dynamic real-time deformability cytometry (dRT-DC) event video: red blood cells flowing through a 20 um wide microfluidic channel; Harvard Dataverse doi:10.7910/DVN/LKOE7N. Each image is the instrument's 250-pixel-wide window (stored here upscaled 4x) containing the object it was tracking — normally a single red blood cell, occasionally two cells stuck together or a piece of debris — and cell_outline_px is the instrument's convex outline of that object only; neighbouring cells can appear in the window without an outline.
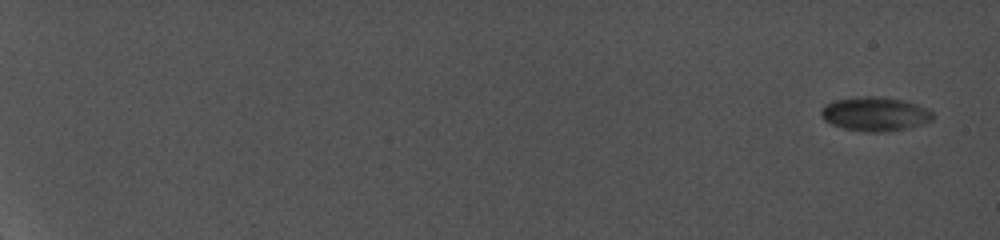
{"species": "common noctule bat (a hibernating species)", "species_latin": "Nyctalus noctula", "temperature_condition": "cold", "stored_images_in_passage": 18, "camera_frame_rate_fps": 5000, "um_per_image_px": 0.085, "animal": {"sex": "female", "body_mass_g": 19.0, "forearm_length_mm": 56.7}, "frame": {"image": 1, "passage_image": 1, "time_ms": 0.0, "image_size_px": [1000, 240], "cell_outline_px": [[932, 120], [908, 128], [880, 132], [868, 132], [844, 128], [832, 124], [824, 120], [820, 116], [820, 108], [824, 104], [836, 100], [864, 96], [884, 96], [904, 100], [928, 108], [932, 112]], "centroid_in_image_um": [74.35, 9.67], "position_along_channel_um": 10.7, "area_um2": 22.2}}
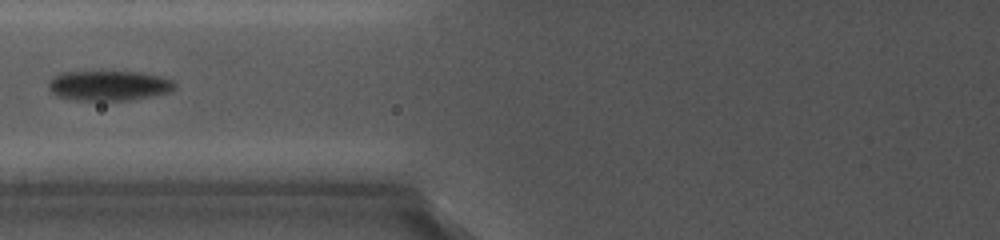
{"frame": {"image": 2, "passage_image": 10, "time_ms": 9.4, "image_size_px": [1000, 240], "cell_outline_px": [[176, 88], [168, 92], [152, 96], [128, 100], [72, 100], [56, 96], [48, 88], [48, 80], [52, 76], [60, 72], [140, 72], [164, 76], [172, 80], [176, 84]], "centroid_in_image_um": [9.23, 7.27], "position_along_channel_um": 116.6, "area_um2": 22.31}}
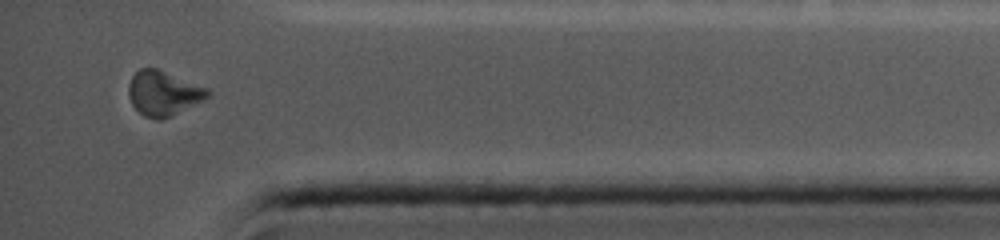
{"frame": {"image": 3, "passage_image": 18, "time_ms": 17.4, "image_size_px": [1000, 240], "cell_outline_px": [[212, 92], [208, 96], [160, 120], [144, 116], [132, 104], [128, 96], [128, 84], [132, 76], [140, 68], [156, 68], [208, 88]], "centroid_in_image_um": [13.83, 7.89], "position_along_channel_um": 421.4, "area_um2": 20.0}, "authors_computed_cell_mechanics": {"area_um2": 21.2415, "velocity_mm_per_s": 3.8289, "shape_relaxation_time_tau1_ms": null, "shape_relaxation_time_tau2_ms": 6.6979, "deformation_change_tau1": null, "deformation_change_tau2": 0.087}}